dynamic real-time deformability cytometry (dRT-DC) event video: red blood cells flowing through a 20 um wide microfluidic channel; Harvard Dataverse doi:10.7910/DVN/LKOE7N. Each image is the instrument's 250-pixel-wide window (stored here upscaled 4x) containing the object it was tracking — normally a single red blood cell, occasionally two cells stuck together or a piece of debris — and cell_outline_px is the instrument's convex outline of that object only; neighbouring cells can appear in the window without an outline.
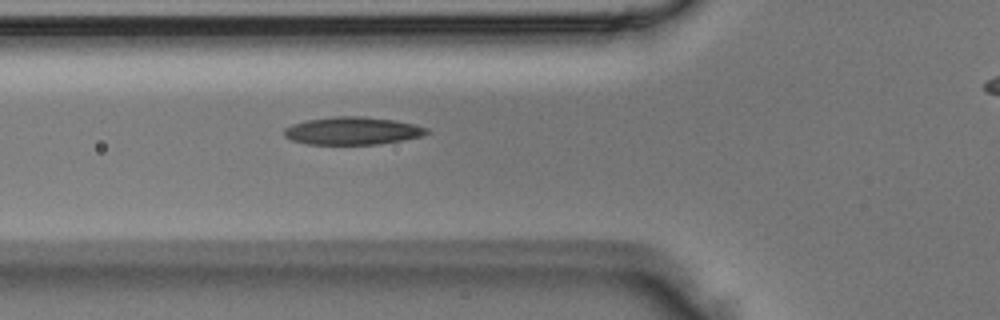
{"species": "Egyptian fruit bat (a non-hibernating species)", "species_latin": "Rousettus aegyptiacus", "temperature_condition": "room temperature", "stored_images_in_passage": 6, "camera_frame_rate_fps": 3000, "um_per_image_px": 0.085, "animal": {"sex": "male"}, "frame": {"image": 1, "passage_image": 5, "time_ms": 1.333, "image_size_px": [1000, 320], "cell_outline_px": [[432, 132], [420, 136], [404, 140], [380, 144], [308, 144], [292, 140], [284, 136], [284, 128], [292, 124], [308, 120], [336, 116], [364, 116], [392, 120], [416, 124], [428, 128]], "centroid_in_image_um": [29.99, 11.12], "position_along_channel_um": 95.8, "area_um2": 23.06}}